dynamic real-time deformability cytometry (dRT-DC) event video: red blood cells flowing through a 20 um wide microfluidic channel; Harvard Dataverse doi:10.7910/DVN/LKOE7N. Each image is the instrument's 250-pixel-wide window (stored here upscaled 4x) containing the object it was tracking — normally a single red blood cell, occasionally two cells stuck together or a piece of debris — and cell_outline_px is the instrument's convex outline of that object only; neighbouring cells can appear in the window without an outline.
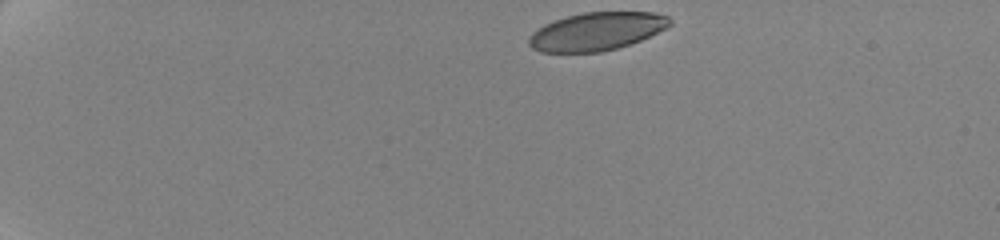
{"species": "human", "species_latin": "Homo sapiens", "temperature_condition": "cold", "stored_images_in_passage": 7, "camera_frame_rate_fps": 3000, "um_per_image_px": 0.085, "donor": {"sex": "female"}, "frame": {"image": 1, "passage_image": 1, "time_ms": 0.0, "image_size_px": [1000, 240], "cell_outline_px": [[672, 24], [668, 28], [640, 40], [616, 48], [600, 52], [540, 52], [532, 48], [528, 44], [528, 36], [532, 32], [544, 24], [552, 20], [584, 12], [652, 12], [668, 16], [672, 20]], "centroid_in_image_um": [50.7, 2.66], "position_along_channel_um": 34.3, "area_um2": 31.39}}
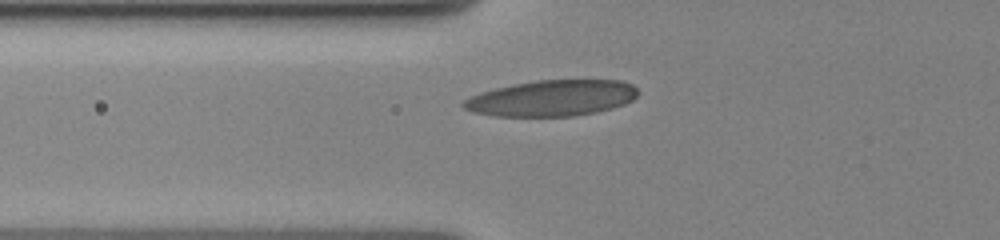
{"frame": {"image": 2, "passage_image": 5, "time_ms": 4.0, "image_size_px": [1000, 240], "cell_outline_px": [[636, 96], [632, 100], [624, 104], [612, 108], [596, 112], [572, 116], [496, 116], [472, 112], [464, 108], [460, 104], [464, 100], [480, 92], [512, 84], [536, 80], [620, 80], [632, 84], [636, 88]], "centroid_in_image_um": [46.88, 8.34], "position_along_channel_um": 78.9, "area_um2": 36.53}}
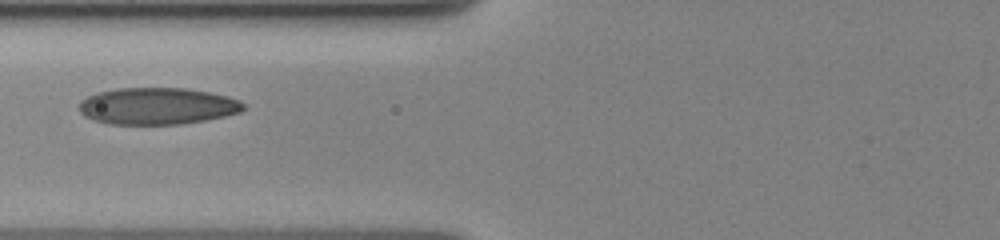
{"frame": {"image": 3, "passage_image": 6, "time_ms": 5.0, "image_size_px": [1000, 240], "cell_outline_px": [[244, 108], [240, 112], [224, 116], [204, 120], [180, 124], [108, 124], [92, 120], [84, 116], [76, 108], [80, 100], [96, 92], [116, 88], [188, 88], [228, 96], [240, 100], [244, 104]], "centroid_in_image_um": [13.31, 9.01], "position_along_channel_um": 112.5, "area_um2": 35.55}}